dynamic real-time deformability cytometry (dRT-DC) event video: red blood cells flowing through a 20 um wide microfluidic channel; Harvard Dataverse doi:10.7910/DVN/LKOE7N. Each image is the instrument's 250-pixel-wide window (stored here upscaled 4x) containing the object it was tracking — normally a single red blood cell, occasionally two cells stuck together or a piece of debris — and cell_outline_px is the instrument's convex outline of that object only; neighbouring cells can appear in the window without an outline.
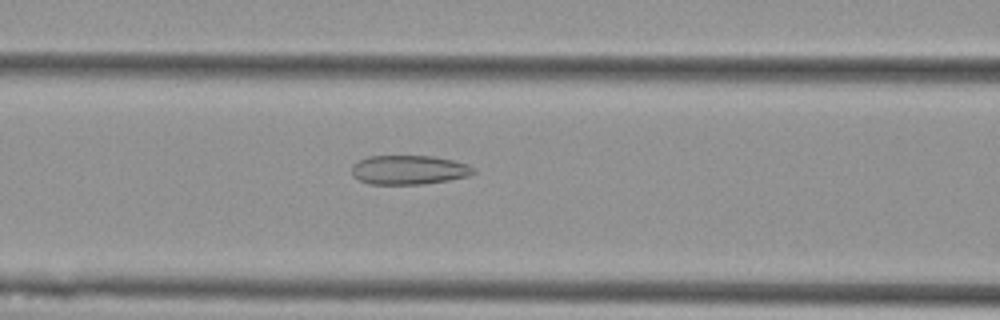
{"species": "Egyptian fruit bat (a non-hibernating species)", "species_latin": "Rousettus aegyptiacus", "temperature_condition": "cold", "stored_images_in_passage": 57, "camera_frame_rate_fps": 3000, "um_per_image_px": 0.085, "animal": {"sex": "female"}, "frame": {"image": 1, "passage_image": 24, "time_ms": 7.667, "image_size_px": [1000, 320], "cell_outline_px": [[476, 172], [468, 176], [448, 180], [424, 184], [368, 184], [352, 176], [352, 164], [368, 156], [432, 156], [452, 160], [468, 164], [476, 168]], "centroid_in_image_um": [34.76, 14.44], "position_along_channel_um": 131.8, "area_um2": 20.81}}
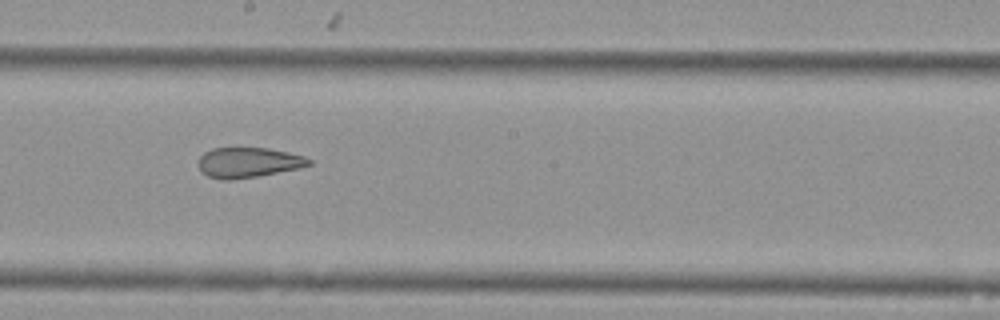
{"frame": {"image": 2, "passage_image": 32, "time_ms": 10.333, "image_size_px": [1000, 320], "cell_outline_px": [[312, 164], [300, 168], [256, 176], [228, 180], [224, 180], [208, 176], [196, 164], [200, 156], [204, 152], [212, 148], [268, 148], [288, 152], [304, 156], [312, 160]], "centroid_in_image_um": [21.11, 13.8], "position_along_channel_um": 227.1, "area_um2": 19.36}}
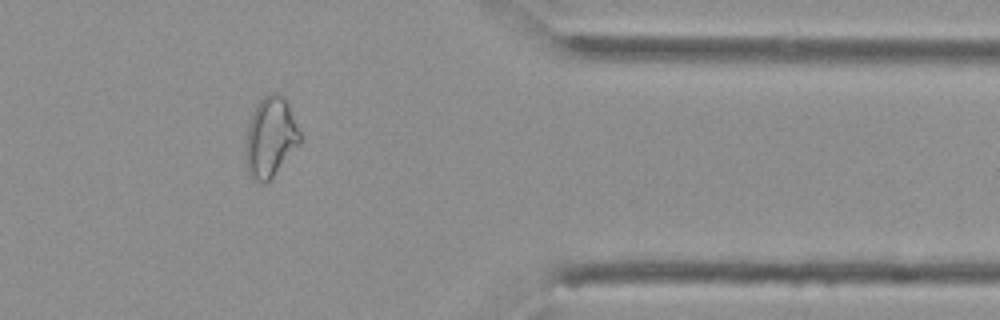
{"frame": {"image": 3, "passage_image": 47, "time_ms": 15.333, "image_size_px": [1000, 320], "cell_outline_px": [[304, 136], [300, 144], [272, 176], [264, 184], [260, 184], [252, 180], [248, 176], [244, 152], [244, 148], [248, 124], [252, 112], [256, 104], [268, 92], [276, 92], [284, 96], [288, 100]], "centroid_in_image_um": [23.0, 11.63], "position_along_channel_um": 388.4, "area_um2": 26.36}, "authors_computed_cell_mechanics": {"area_um2": 25.432, "velocity_mm_per_s": 3.5832, "shape_relaxation_time_tau1_ms": null, "shape_relaxation_time_tau2_ms": 2.6558, "deformation_change_tau1": null, "deformation_change_tau2": 0.1106}}